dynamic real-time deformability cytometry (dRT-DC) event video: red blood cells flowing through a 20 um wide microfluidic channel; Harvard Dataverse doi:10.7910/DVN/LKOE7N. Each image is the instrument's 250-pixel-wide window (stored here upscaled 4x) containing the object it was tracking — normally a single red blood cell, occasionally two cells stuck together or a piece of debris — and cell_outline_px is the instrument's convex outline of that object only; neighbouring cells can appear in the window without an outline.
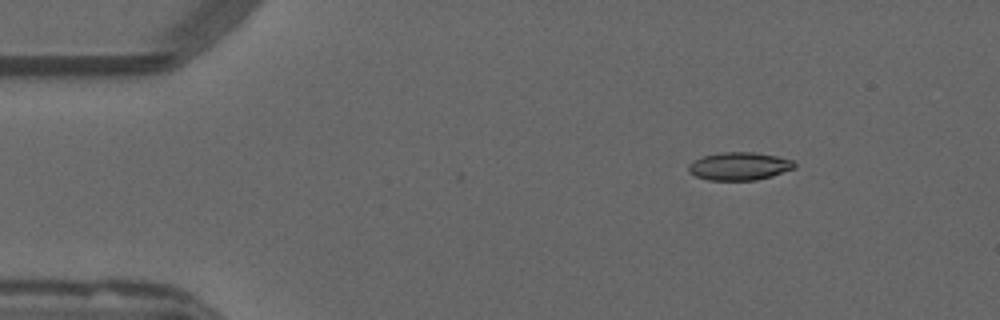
{"species": "common noctule bat (a hibernating species)", "species_latin": "Nyctalus noctula", "temperature_condition": "warm", "stored_images_in_passage": 47, "camera_frame_rate_fps": 3000, "um_per_image_px": 0.085, "animal": {"sex": "male", "forearm_length_mm": 52.5}, "frame": {"image": 1, "passage_image": 1, "time_ms": 0.0, "image_size_px": [1000, 320], "cell_outline_px": [[796, 168], [772, 176], [756, 180], [708, 180], [696, 176], [688, 172], [688, 164], [692, 160], [704, 156], [724, 152], [752, 152], [776, 156], [796, 160]], "centroid_in_image_um": [62.86, 14.13], "position_along_channel_um": 22.1, "area_um2": 17.4}}
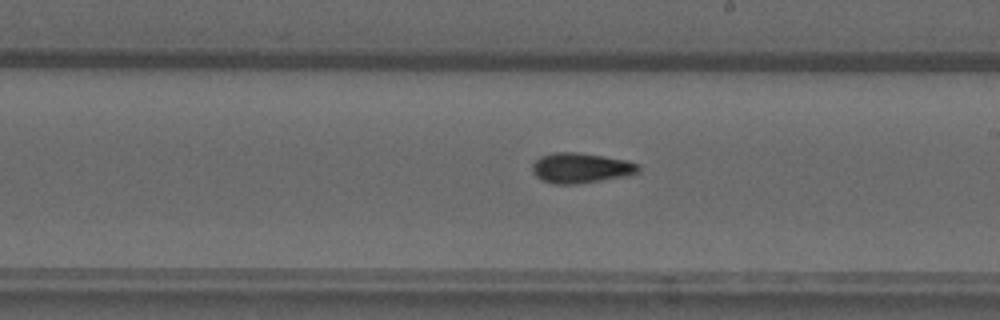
{"frame": {"image": 2, "passage_image": 24, "time_ms": 7.667, "image_size_px": [1000, 320], "cell_outline_px": [[640, 172], [628, 176], [576, 184], [556, 184], [544, 180], [536, 176], [532, 172], [532, 164], [540, 156], [552, 152], [576, 152], [604, 156], [624, 160], [640, 164]], "centroid_in_image_um": [49.39, 14.27], "position_along_channel_um": 239.6, "area_um2": 18.73}}
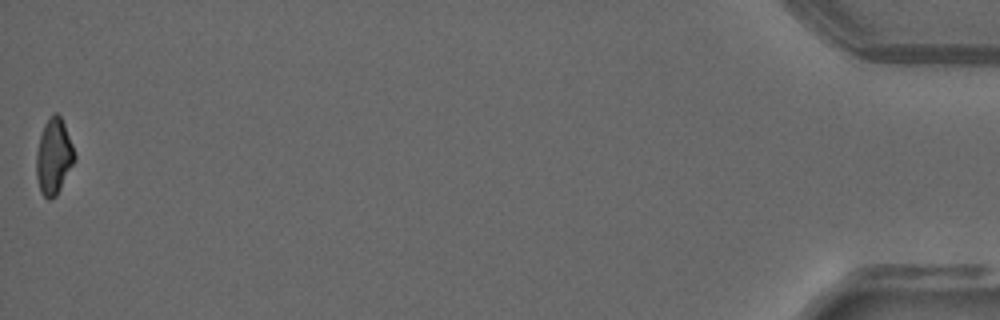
{"frame": {"image": 3, "passage_image": 47, "time_ms": 15.333, "image_size_px": [1000, 320], "cell_outline_px": [[76, 160], [56, 196], [52, 200], [48, 200], [40, 192], [36, 176], [36, 152], [40, 136], [44, 124], [56, 112], [60, 116], [64, 124], [72, 144], [76, 156]], "centroid_in_image_um": [4.57, 13.36], "position_along_channel_um": 430.6, "area_um2": 16.88}, "authors_computed_cell_mechanics": {"area_um2": 17.6868, "velocity_mm_per_s": 3.8378, "shape_relaxation_time_tau1_ms": null, "shape_relaxation_time_tau2_ms": 5.0452, "deformation_change_tau1": null, "deformation_change_tau2": 0.1122}}